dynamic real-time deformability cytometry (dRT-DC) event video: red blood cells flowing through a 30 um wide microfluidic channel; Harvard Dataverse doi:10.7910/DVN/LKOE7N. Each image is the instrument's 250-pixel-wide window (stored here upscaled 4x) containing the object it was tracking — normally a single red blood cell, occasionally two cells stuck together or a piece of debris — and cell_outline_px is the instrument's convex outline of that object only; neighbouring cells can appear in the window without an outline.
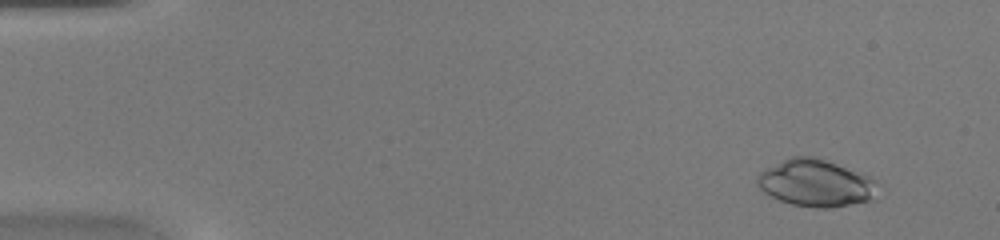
{"species": "common noctule bat (a hibernating species)", "species_latin": "Nyctalus noctula", "temperature_condition": "warm", "stored_images_in_passage": 49, "camera_frame_rate_fps": 3000, "um_per_image_px": 0.085, "animal": {"sex": "female", "body_mass_g": 20.0, "forearm_length_mm": 54.0}, "frame": {"image": 1, "passage_image": 5, "time_ms": 1.333, "image_size_px": [1000, 240], "cell_outline_px": [[876, 180], [872, 200], [832, 208], [816, 208], [792, 204], [780, 200], [764, 192], [756, 184], [756, 180], [760, 172], [792, 156], [816, 156], [872, 176]], "centroid_in_image_um": [69.36, 15.56], "position_along_channel_um": 15.6, "area_um2": 32.89}}